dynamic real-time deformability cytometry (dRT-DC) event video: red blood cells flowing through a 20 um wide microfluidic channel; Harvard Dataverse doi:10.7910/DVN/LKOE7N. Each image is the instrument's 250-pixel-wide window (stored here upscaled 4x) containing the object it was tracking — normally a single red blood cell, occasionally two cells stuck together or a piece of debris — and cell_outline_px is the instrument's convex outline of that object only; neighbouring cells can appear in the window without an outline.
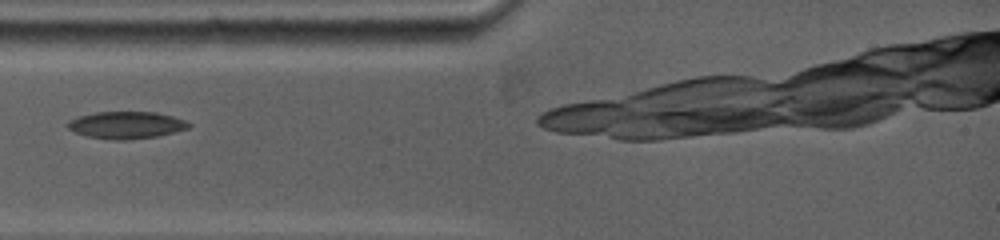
{"species": "common noctule bat (a hibernating species)", "species_latin": "Nyctalus noctula", "temperature_condition": "warm", "stored_images_in_passage": 3, "camera_frame_rate_fps": 5000, "um_per_image_px": 0.085, "animal": {"sex": "female", "body_mass_g": 19.0, "forearm_length_mm": 53.3}, "frame": {"image": 1, "passage_image": 2, "time_ms": 1.2, "image_size_px": [1000, 240], "cell_outline_px": [[192, 124], [188, 128], [156, 136], [124, 140], [116, 140], [88, 136], [76, 132], [68, 128], [68, 120], [76, 116], [96, 112], [156, 112], [172, 116], [184, 120]], "centroid_in_image_um": [10.71, 10.61], "position_along_channel_um": 74.3, "area_um2": 18.9}}